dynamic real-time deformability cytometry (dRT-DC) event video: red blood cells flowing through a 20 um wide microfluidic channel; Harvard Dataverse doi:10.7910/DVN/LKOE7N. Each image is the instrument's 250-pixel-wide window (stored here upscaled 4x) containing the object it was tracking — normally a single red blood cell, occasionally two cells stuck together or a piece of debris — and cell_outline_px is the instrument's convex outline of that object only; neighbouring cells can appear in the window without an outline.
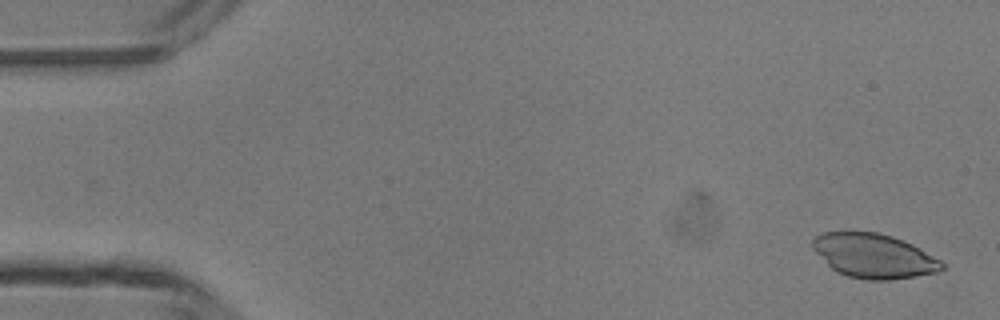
{"species": "common noctule bat (a hibernating species)", "species_latin": "Nyctalus noctula", "temperature_condition": "room temperature", "stored_images_in_passage": 5, "camera_frame_rate_fps": 3000, "um_per_image_px": 0.085, "animal": {"sex": "male", "body_mass_g": 13.3}, "frame": {"image": 1, "passage_image": 1, "time_ms": 0.0, "image_size_px": [1000, 320], "cell_outline_px": [[944, 268], [940, 272], [916, 276], [888, 280], [868, 280], [848, 276], [836, 272], [812, 248], [812, 240], [816, 236], [824, 232], [844, 228], [852, 228], [880, 232], [904, 240], [920, 248], [940, 260], [944, 264]], "centroid_in_image_um": [74.25, 21.69], "position_along_channel_um": 10.8, "area_um2": 34.28}}